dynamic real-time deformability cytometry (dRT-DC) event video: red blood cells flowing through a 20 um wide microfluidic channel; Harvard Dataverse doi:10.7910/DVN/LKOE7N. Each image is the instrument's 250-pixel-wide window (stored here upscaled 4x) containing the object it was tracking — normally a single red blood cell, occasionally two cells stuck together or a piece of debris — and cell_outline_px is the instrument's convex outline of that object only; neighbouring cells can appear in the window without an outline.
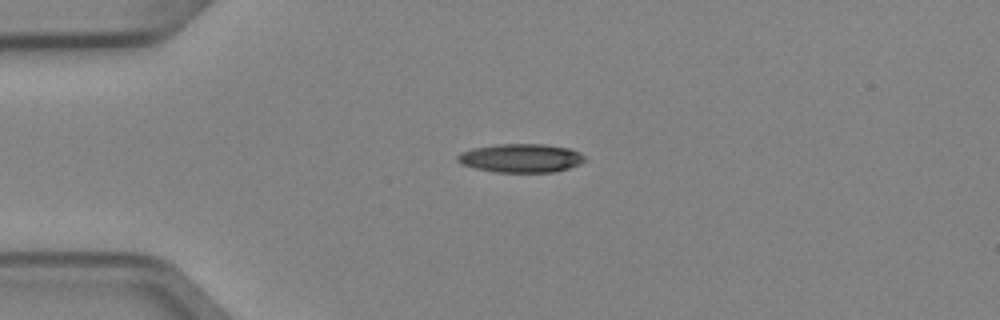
{"species": "Egyptian fruit bat (a non-hibernating species)", "species_latin": "Rousettus aegyptiacus", "temperature_condition": "cold", "stored_images_in_passage": 5, "camera_frame_rate_fps": 3000, "um_per_image_px": 0.085, "animal": {"sex": "female"}, "frame": {"image": 1, "passage_image": 2, "time_ms": 0.333, "image_size_px": [1000, 320], "cell_outline_px": [[588, 160], [580, 164], [556, 172], [496, 172], [476, 168], [460, 164], [456, 160], [456, 156], [460, 152], [472, 148], [496, 144], [544, 144], [568, 148], [580, 152]], "centroid_in_image_um": [44.27, 13.44], "position_along_channel_um": 40.7, "area_um2": 21.44}}
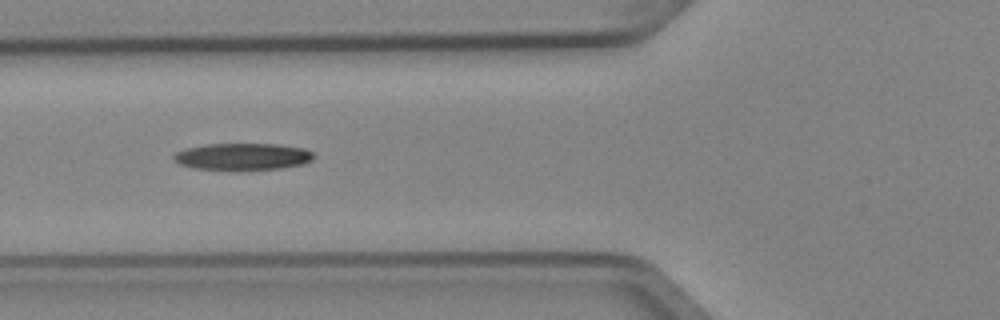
{"frame": {"image": 2, "passage_image": 4, "time_ms": 1.0, "image_size_px": [1000, 320], "cell_outline_px": [[312, 160], [304, 164], [280, 168], [196, 168], [180, 164], [172, 160], [172, 156], [176, 152], [188, 148], [208, 144], [276, 144], [304, 148], [312, 152]], "centroid_in_image_um": [20.63, 13.28], "position_along_channel_um": 105.2, "area_um2": 21.15}}
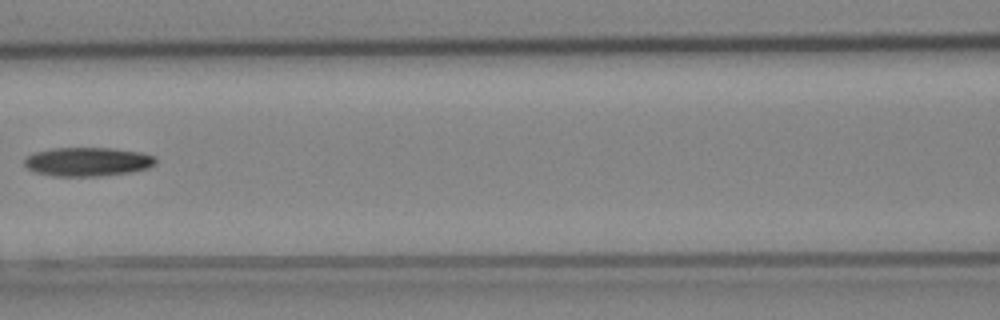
{"frame": {"image": 3, "passage_image": 5, "time_ms": 1.333, "image_size_px": [1000, 320], "cell_outline_px": [[156, 164], [148, 168], [132, 172], [100, 176], [56, 176], [36, 172], [28, 168], [24, 164], [24, 156], [36, 152], [52, 148], [112, 148], [140, 152], [156, 156]], "centroid_in_image_um": [7.47, 13.74], "position_along_channel_um": 159.1, "area_um2": 22.2}}